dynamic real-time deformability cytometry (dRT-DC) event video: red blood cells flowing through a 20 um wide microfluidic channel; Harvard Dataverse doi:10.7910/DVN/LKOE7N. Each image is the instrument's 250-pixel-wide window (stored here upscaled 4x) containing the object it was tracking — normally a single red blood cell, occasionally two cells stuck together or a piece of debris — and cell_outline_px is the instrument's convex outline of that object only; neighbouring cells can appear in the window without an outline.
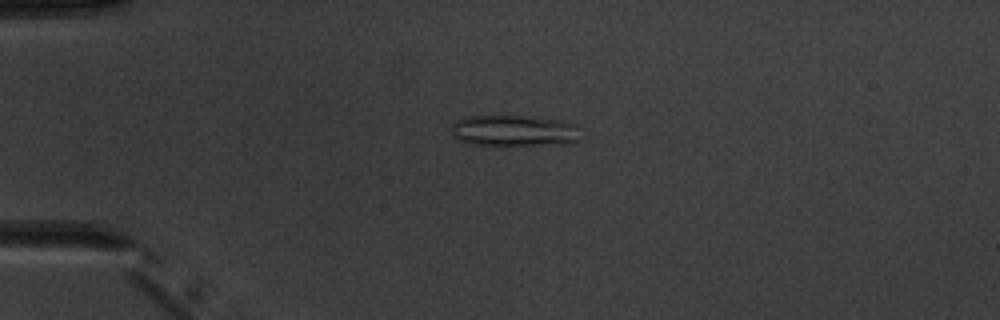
{"species": "common noctule bat (a hibernating species)", "species_latin": "Nyctalus noctula", "temperature_condition": "warm", "stored_images_in_passage": 2, "camera_frame_rate_fps": 3000, "um_per_image_px": 0.085, "animal": {"sex": "male", "body_mass_g": 20.1, "forearm_length_mm": 53.5}, "frame": {"image": 1, "passage_image": 1, "time_ms": 0.0, "image_size_px": [1000, 320], "cell_outline_px": [[580, 124], [576, 144], [468, 144], [452, 136], [452, 124], [456, 120], [468, 116], [520, 116], [560, 120]], "centroid_in_image_um": [43.73, 11.1], "position_along_channel_um": 41.3, "area_um2": 23.35}}